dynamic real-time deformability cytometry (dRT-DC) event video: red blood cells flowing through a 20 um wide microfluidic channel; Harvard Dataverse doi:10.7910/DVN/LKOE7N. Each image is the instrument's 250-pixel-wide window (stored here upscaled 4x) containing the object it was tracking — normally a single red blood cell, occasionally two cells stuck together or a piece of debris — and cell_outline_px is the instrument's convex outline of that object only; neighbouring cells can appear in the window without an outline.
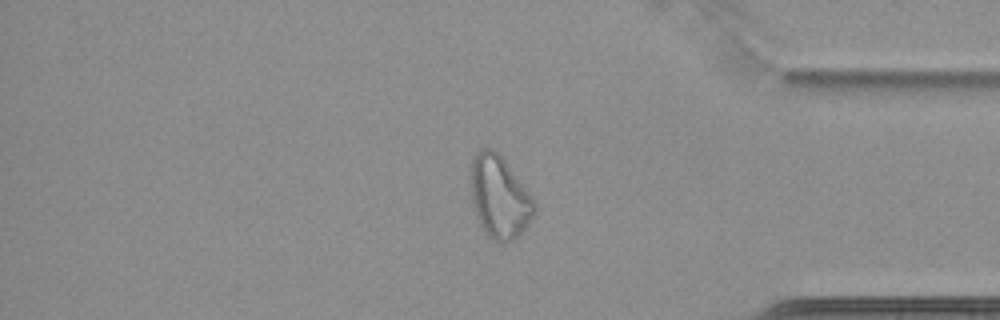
{"species": "common noctule bat (a hibernating species)", "species_latin": "Nyctalus noctula", "temperature_condition": "cold", "stored_images_in_passage": 64, "camera_frame_rate_fps": 3000, "um_per_image_px": 0.085, "animal": {"sex": "female", "body_mass_g": 22.7, "forearm_length_mm": 54.2}, "frame": {"image": 1, "passage_image": 55, "time_ms": 18.0, "image_size_px": [1000, 320], "cell_outline_px": [[536, 212], [528, 224], [512, 240], [504, 244], [500, 244], [492, 240], [484, 232], [476, 216], [468, 184], [468, 172], [472, 156], [480, 148], [492, 148], [504, 160], [536, 200]], "centroid_in_image_um": [42.4, 16.73], "position_along_channel_um": 392.8, "area_um2": 31.27}}